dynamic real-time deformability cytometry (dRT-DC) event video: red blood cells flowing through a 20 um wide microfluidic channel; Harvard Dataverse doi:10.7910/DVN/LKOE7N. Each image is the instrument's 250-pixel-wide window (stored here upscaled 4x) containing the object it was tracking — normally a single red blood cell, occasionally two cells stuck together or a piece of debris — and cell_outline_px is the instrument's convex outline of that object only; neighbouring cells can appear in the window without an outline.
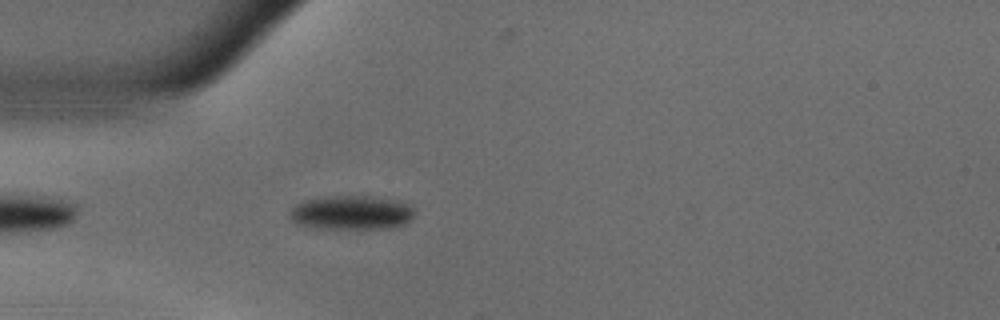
{"species": "common noctule bat (a hibernating species)", "species_latin": "Nyctalus noctula", "temperature_condition": "warm", "stored_images_in_passage": 40, "camera_frame_rate_fps": 3000, "um_per_image_px": 0.085, "animal": {"sex": "male", "body_mass_g": 18.8}, "frame": {"image": 1, "passage_image": 2, "time_ms": 0.333, "image_size_px": [1000, 320], "cell_outline_px": [[412, 216], [404, 224], [388, 228], [324, 228], [296, 224], [288, 216], [288, 212], [296, 204], [304, 200], [324, 196], [372, 196], [396, 200], [412, 204]], "centroid_in_image_um": [29.84, 18.05], "position_along_channel_um": 55.2, "area_um2": 24.74}}
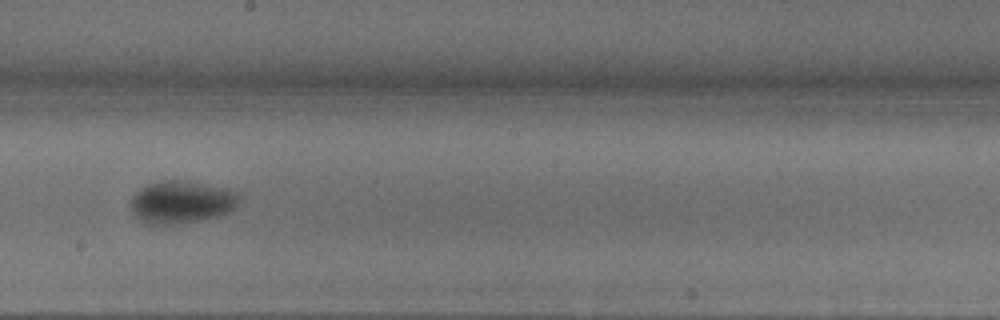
{"frame": {"image": 2, "passage_image": 17, "time_ms": 5.333, "image_size_px": [1000, 320], "cell_outline_px": [[244, 196], [236, 208], [220, 216], [204, 220], [176, 224], [148, 224], [140, 220], [132, 212], [128, 204], [132, 196], [136, 192], [148, 184], [160, 180], [184, 180], [228, 188], [240, 192]], "centroid_in_image_um": [15.49, 17.17], "position_along_channel_um": 232.7, "area_um2": 27.69}}
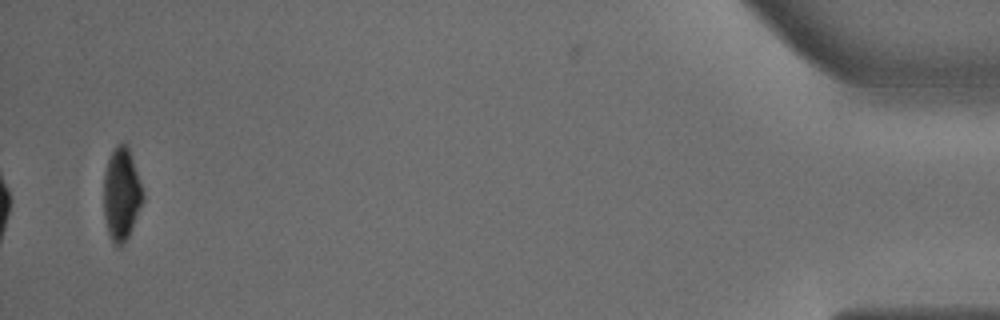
{"frame": {"image": 3, "passage_image": 40, "time_ms": 13.0, "image_size_px": [1000, 320], "cell_outline_px": [[144, 196], [128, 236], [124, 244], [120, 248], [116, 248], [108, 232], [104, 216], [104, 172], [108, 160], [116, 144], [124, 140], [128, 144]], "centroid_in_image_um": [10.3, 16.47], "position_along_channel_um": 424.9, "area_um2": 20.98}, "authors_computed_cell_mechanics": {"area_um2": 25.5765, "velocity_mm_per_s": 3.6385, "shape_relaxation_time_tau1_ms": 3.7406, "shape_relaxation_time_tau2_ms": 3.2356, "deformation_change_tau1": 0.1478, "deformation_change_tau2": 0.0433}}